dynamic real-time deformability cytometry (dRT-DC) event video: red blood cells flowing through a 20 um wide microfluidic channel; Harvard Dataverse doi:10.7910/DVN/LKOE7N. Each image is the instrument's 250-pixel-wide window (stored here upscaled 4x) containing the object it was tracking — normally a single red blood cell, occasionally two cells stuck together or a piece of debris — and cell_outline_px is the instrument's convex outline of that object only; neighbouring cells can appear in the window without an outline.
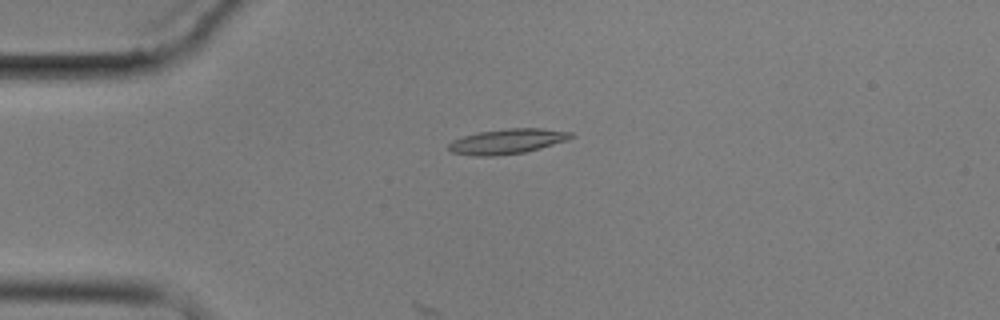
{"species": "common noctule bat (a hibernating species)", "species_latin": "Nyctalus noctula", "temperature_condition": "cold", "stored_images_in_passage": 5, "camera_frame_rate_fps": 3000, "um_per_image_px": 0.085, "animal": {"sex": "male", "body_mass_g": 17.9}, "frame": {"image": 1, "passage_image": 3, "time_ms": 3.333, "image_size_px": [1000, 320], "cell_outline_px": [[576, 136], [568, 140], [540, 148], [524, 152], [496, 156], [472, 156], [452, 152], [448, 148], [448, 144], [452, 140], [464, 136], [480, 132], [508, 128], [540, 128], [572, 132]], "centroid_in_image_um": [43.13, 12.02], "position_along_channel_um": 41.9, "area_um2": 17.86}}
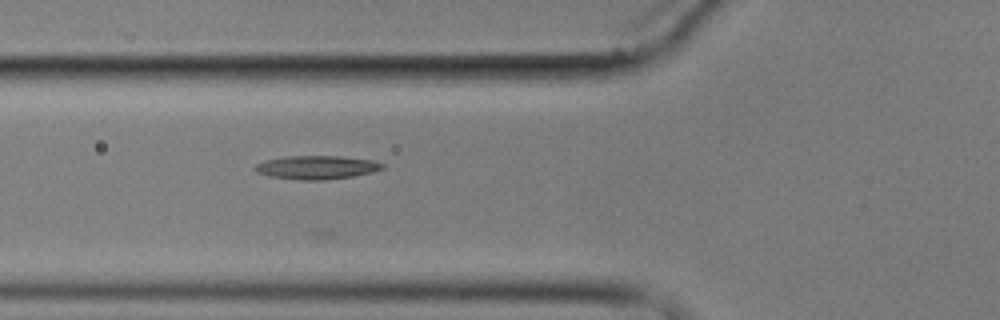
{"frame": {"image": 2, "passage_image": 5, "time_ms": 5.667, "image_size_px": [1000, 320], "cell_outline_px": [[384, 168], [372, 172], [352, 176], [324, 180], [300, 180], [268, 176], [256, 172], [252, 168], [256, 164], [264, 160], [288, 156], [340, 156], [372, 160], [384, 164]], "centroid_in_image_um": [26.87, 14.23], "position_along_channel_um": 98.9, "area_um2": 17.51}}